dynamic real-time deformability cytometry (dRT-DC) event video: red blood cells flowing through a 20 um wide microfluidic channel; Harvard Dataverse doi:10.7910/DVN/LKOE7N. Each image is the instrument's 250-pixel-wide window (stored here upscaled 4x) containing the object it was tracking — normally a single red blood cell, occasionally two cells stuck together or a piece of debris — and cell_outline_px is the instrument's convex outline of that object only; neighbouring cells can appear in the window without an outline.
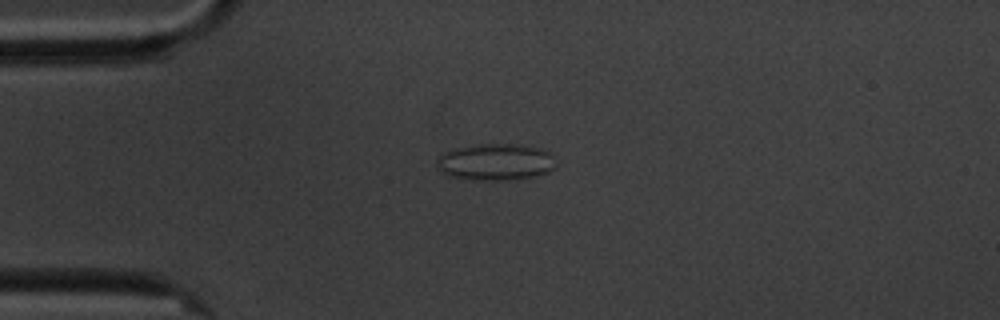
{"species": "common noctule bat (a hibernating species)", "species_latin": "Nyctalus noctula", "temperature_condition": "cold", "stored_images_in_passage": 4, "camera_frame_rate_fps": 3000, "um_per_image_px": 0.085, "animal": {"sex": "male", "body_mass_g": 20.1, "forearm_length_mm": 53.5}, "frame": {"image": 1, "passage_image": 1, "time_ms": 0.0, "image_size_px": [1000, 320], "cell_outline_px": [[556, 164], [548, 172], [536, 176], [508, 180], [472, 180], [448, 176], [436, 168], [436, 160], [444, 152], [456, 148], [476, 144], [520, 144], [540, 148], [548, 152]], "centroid_in_image_um": [42.08, 13.77], "position_along_channel_um": 42.9, "area_um2": 25.61}}
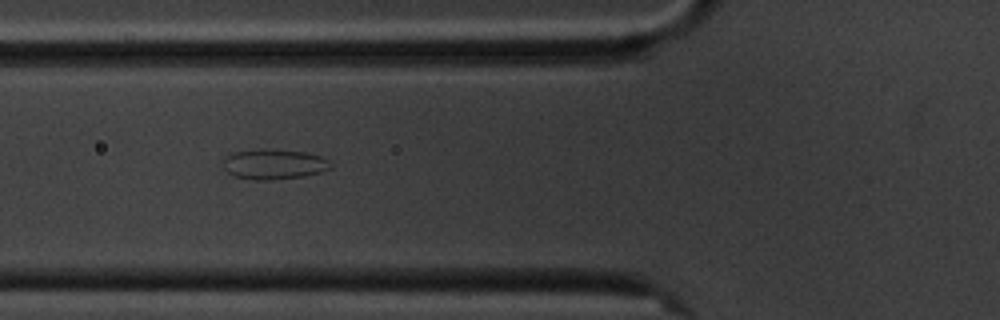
{"frame": {"image": 2, "passage_image": 3, "time_ms": 2.333, "image_size_px": [1000, 320], "cell_outline_px": [[332, 168], [320, 172], [304, 176], [272, 180], [252, 180], [232, 176], [224, 168], [224, 160], [232, 152], [260, 148], [264, 148], [304, 152], [320, 156], [328, 160], [332, 164]], "centroid_in_image_um": [23.28, 13.96], "position_along_channel_um": 102.5, "area_um2": 19.07}}